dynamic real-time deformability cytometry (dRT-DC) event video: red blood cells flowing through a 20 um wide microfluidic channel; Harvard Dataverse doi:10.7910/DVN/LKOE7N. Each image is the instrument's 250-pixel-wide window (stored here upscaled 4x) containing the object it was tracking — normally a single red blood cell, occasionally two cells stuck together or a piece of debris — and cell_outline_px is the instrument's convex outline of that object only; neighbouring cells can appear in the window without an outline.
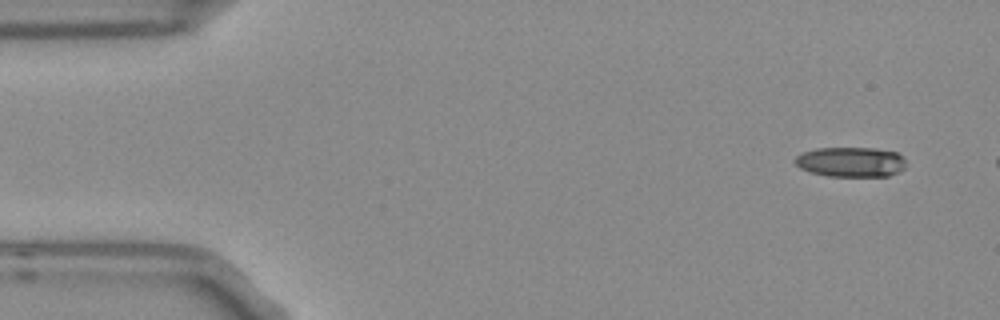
{"species": "Egyptian fruit bat (a non-hibernating species)", "species_latin": "Rousettus aegyptiacus", "temperature_condition": "room temperature", "stored_images_in_passage": 3, "camera_frame_rate_fps": 3000, "um_per_image_px": 0.085, "frame": {"image": 1, "passage_image": 1, "time_ms": 0.0, "image_size_px": [1000, 320], "cell_outline_px": [[908, 164], [900, 172], [888, 176], [828, 176], [808, 172], [800, 168], [792, 160], [796, 156], [804, 152], [816, 148], [876, 148], [896, 152]], "centroid_in_image_um": [72.31, 13.77], "position_along_channel_um": 12.7, "area_um2": 19.54}}